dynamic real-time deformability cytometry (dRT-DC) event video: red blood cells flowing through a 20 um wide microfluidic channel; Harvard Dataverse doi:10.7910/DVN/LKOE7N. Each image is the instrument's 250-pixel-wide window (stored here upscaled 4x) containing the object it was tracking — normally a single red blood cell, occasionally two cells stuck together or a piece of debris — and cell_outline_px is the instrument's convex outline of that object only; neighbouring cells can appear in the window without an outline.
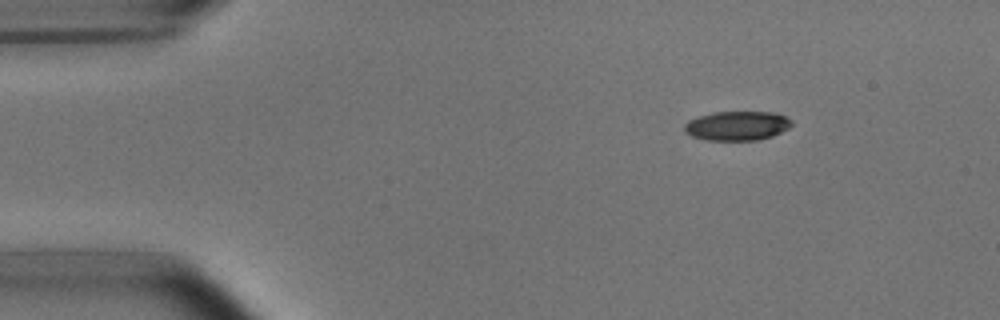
{"species": "common noctule bat (a hibernating species)", "species_latin": "Nyctalus noctula", "temperature_condition": "room temperature", "stored_images_in_passage": 5, "camera_frame_rate_fps": 3000, "um_per_image_px": 0.085, "animal": {"sex": "male", "body_mass_g": 15.6}, "frame": {"image": 1, "passage_image": 1, "time_ms": 0.0, "image_size_px": [1000, 320], "cell_outline_px": [[792, 124], [788, 128], [772, 136], [756, 140], [708, 140], [692, 136], [684, 132], [684, 124], [688, 120], [700, 116], [716, 112], [772, 112], [784, 116], [792, 120]], "centroid_in_image_um": [62.64, 10.69], "position_along_channel_um": 22.4, "area_um2": 18.15}}